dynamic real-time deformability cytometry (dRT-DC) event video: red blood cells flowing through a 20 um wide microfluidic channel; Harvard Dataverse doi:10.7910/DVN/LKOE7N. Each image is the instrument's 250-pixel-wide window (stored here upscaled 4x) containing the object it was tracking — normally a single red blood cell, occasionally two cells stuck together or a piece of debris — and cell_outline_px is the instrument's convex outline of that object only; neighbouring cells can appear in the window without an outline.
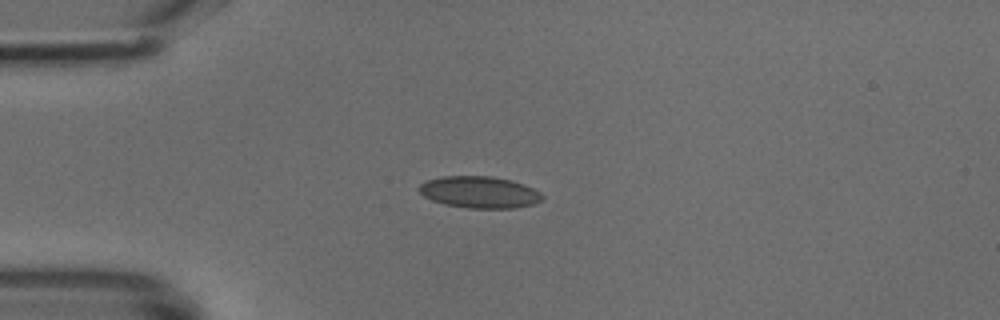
{"species": "common noctule bat (a hibernating species)", "species_latin": "Nyctalus noctula", "temperature_condition": "cold", "stored_images_in_passage": 37, "camera_frame_rate_fps": 3000, "um_per_image_px": 0.085, "animal": {"sex": "male", "body_mass_g": 18.8}, "frame": {"image": 1, "passage_image": 1, "time_ms": 0.0, "image_size_px": [1000, 320], "cell_outline_px": [[544, 200], [536, 204], [516, 208], [468, 208], [444, 204], [432, 200], [424, 196], [420, 192], [420, 184], [428, 180], [444, 176], [492, 176], [512, 180], [524, 184], [540, 192], [544, 196]], "centroid_in_image_um": [40.82, 16.34], "position_along_channel_um": 44.2, "area_um2": 22.89}}
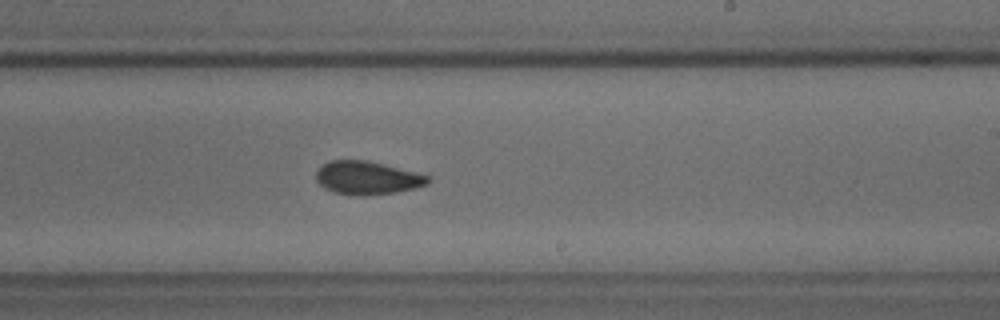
{"frame": {"image": 2, "passage_image": 18, "time_ms": 5.667, "image_size_px": [1000, 320], "cell_outline_px": [[432, 180], [428, 184], [416, 188], [396, 192], [368, 196], [360, 196], [336, 192], [324, 188], [316, 180], [316, 172], [328, 160], [368, 160], [432, 176]], "centroid_in_image_um": [31.27, 15.12], "position_along_channel_um": 257.7, "area_um2": 21.85}}
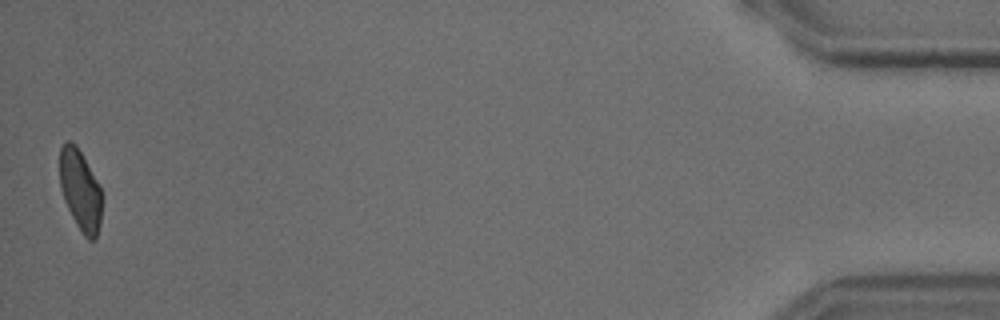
{"frame": {"image": 3, "passage_image": 37, "time_ms": 12.0, "image_size_px": [1000, 320], "cell_outline_px": [[100, 224], [96, 236], [92, 240], [88, 240], [80, 232], [64, 200], [60, 188], [60, 148], [68, 140], [76, 144], [100, 188]], "centroid_in_image_um": [6.79, 16.18], "position_along_channel_um": 428.4, "area_um2": 19.36}}